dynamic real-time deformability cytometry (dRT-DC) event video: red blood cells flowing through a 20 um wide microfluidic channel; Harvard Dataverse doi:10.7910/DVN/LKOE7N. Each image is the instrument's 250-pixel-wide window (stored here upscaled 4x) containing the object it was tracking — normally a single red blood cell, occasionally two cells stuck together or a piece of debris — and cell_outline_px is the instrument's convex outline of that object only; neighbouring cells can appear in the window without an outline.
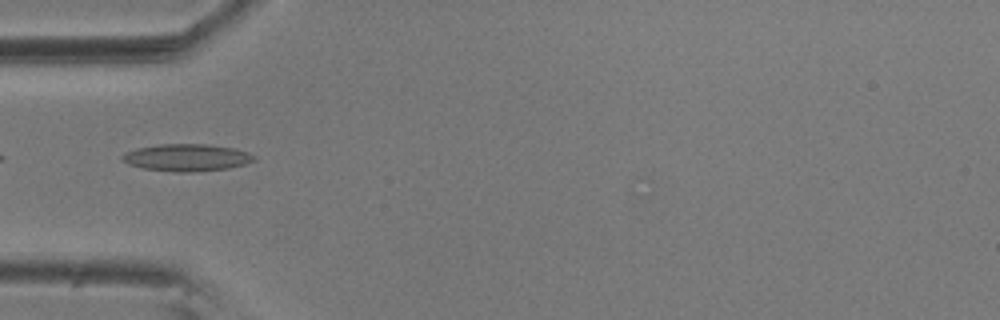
{"species": "common noctule bat (a hibernating species)", "species_latin": "Nyctalus noctula", "temperature_condition": "room temperature", "stored_images_in_passage": 55, "camera_frame_rate_fps": 3000, "um_per_image_px": 0.085, "animal": {"sex": "male", "body_mass_g": 20.5, "forearm_length_mm": 52.5}, "frame": {"image": 1, "passage_image": 17, "time_ms": 5.333, "image_size_px": [1000, 320], "cell_outline_px": [[256, 160], [244, 164], [228, 168], [192, 172], [176, 172], [144, 168], [128, 164], [120, 160], [120, 156], [124, 152], [136, 148], [160, 144], [208, 144], [236, 148], [248, 152], [256, 156]], "centroid_in_image_um": [15.86, 13.38], "position_along_channel_um": 69.1, "area_um2": 21.04}}
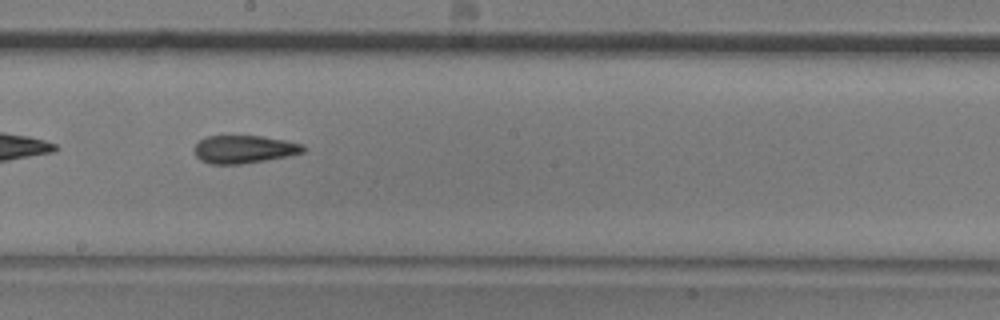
{"frame": {"image": 2, "passage_image": 30, "time_ms": 9.667, "image_size_px": [1000, 320], "cell_outline_px": [[308, 148], [304, 152], [288, 156], [240, 164], [208, 164], [200, 160], [196, 156], [192, 148], [200, 140], [208, 136], [260, 136], [288, 140], [304, 144]], "centroid_in_image_um": [20.76, 12.68], "position_along_channel_um": 227.4, "area_um2": 17.92}}
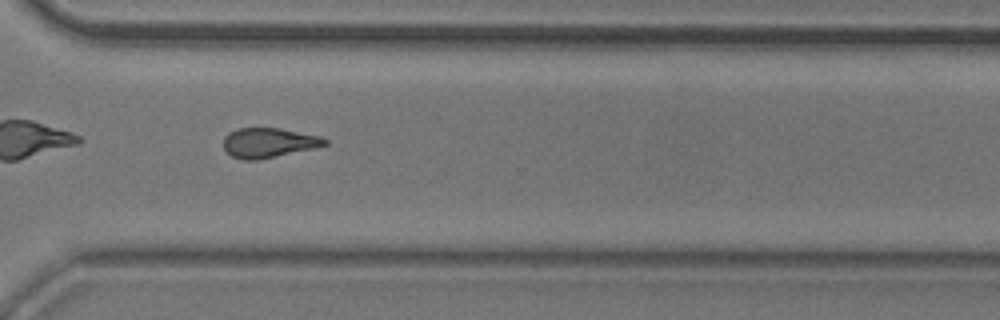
{"frame": {"image": 3, "passage_image": 40, "time_ms": 13.0, "image_size_px": [1000, 320], "cell_outline_px": [[328, 144], [316, 148], [256, 160], [244, 160], [232, 156], [224, 148], [224, 136], [228, 132], [236, 128], [280, 128], [320, 136], [328, 140]], "centroid_in_image_um": [22.84, 12.12], "position_along_channel_um": 347.8, "area_um2": 17.57}, "authors_computed_cell_mechanics": {"area_um2": 18.1492, "velocity_mm_per_s": 3.6256, "shape_relaxation_time_tau1_ms": 9.8922, "shape_relaxation_time_tau2_ms": 2.2068, "deformation_change_tau1": 0.2148, "deformation_change_tau2": 0.093}}